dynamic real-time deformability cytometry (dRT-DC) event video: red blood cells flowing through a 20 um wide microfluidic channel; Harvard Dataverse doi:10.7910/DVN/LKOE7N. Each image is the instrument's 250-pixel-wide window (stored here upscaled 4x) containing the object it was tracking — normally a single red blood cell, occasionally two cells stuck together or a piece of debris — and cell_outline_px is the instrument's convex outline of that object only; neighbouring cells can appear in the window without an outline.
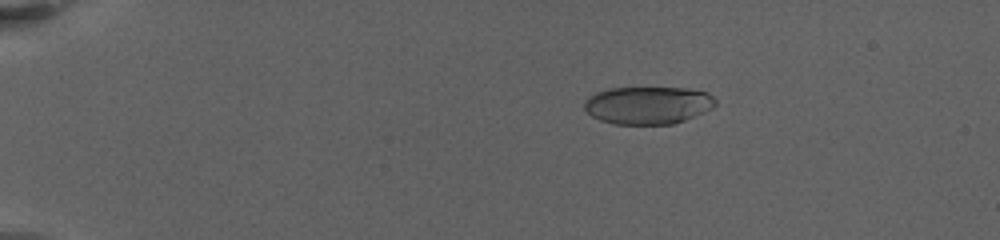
{"species": "human", "species_latin": "Homo sapiens", "temperature_condition": "warm", "stored_images_in_passage": 48, "camera_frame_rate_fps": 3000, "um_per_image_px": 0.085, "donor": {"sex": "female"}, "frame": {"image": 1, "passage_image": 12, "time_ms": 3.0, "image_size_px": [1000, 240], "cell_outline_px": [[716, 104], [712, 108], [684, 120], [672, 124], [616, 124], [600, 120], [592, 116], [584, 108], [584, 100], [588, 96], [596, 92], [608, 88], [688, 88], [708, 92], [716, 100]], "centroid_in_image_um": [55.06, 8.93], "position_along_channel_um": 29.9, "area_um2": 28.78}}
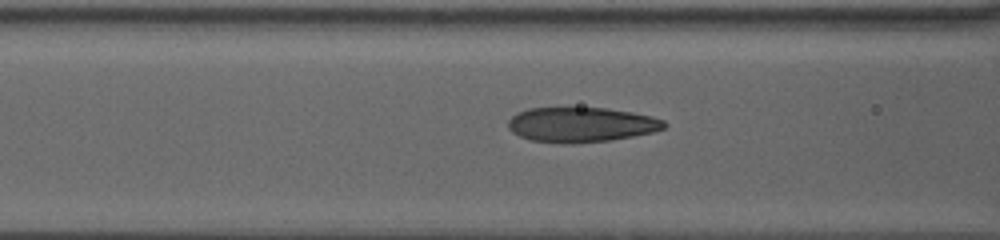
{"frame": {"image": 2, "passage_image": 37, "time_ms": 8.667, "image_size_px": [1000, 240], "cell_outline_px": [[668, 124], [664, 128], [652, 132], [632, 136], [608, 140], [568, 144], [532, 140], [520, 136], [512, 132], [508, 128], [508, 120], [512, 116], [528, 108], [608, 108], [632, 112], [652, 116], [664, 120]], "centroid_in_image_um": [49.41, 10.59], "position_along_channel_um": 117.2, "area_um2": 31.56}}
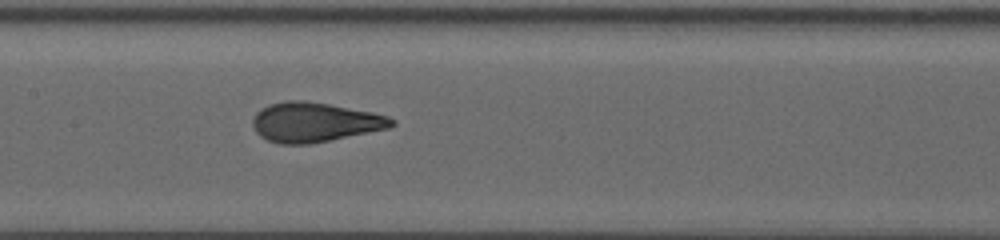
{"frame": {"image": 3, "passage_image": 47, "time_ms": 10.667, "image_size_px": [1000, 240], "cell_outline_px": [[396, 124], [388, 128], [308, 144], [280, 144], [268, 140], [260, 136], [256, 132], [252, 124], [252, 120], [256, 112], [260, 108], [268, 104], [284, 100], [304, 100], [328, 104], [372, 112], [388, 116], [396, 120]], "centroid_in_image_um": [26.71, 10.37], "position_along_channel_um": 180.7, "area_um2": 31.96}}